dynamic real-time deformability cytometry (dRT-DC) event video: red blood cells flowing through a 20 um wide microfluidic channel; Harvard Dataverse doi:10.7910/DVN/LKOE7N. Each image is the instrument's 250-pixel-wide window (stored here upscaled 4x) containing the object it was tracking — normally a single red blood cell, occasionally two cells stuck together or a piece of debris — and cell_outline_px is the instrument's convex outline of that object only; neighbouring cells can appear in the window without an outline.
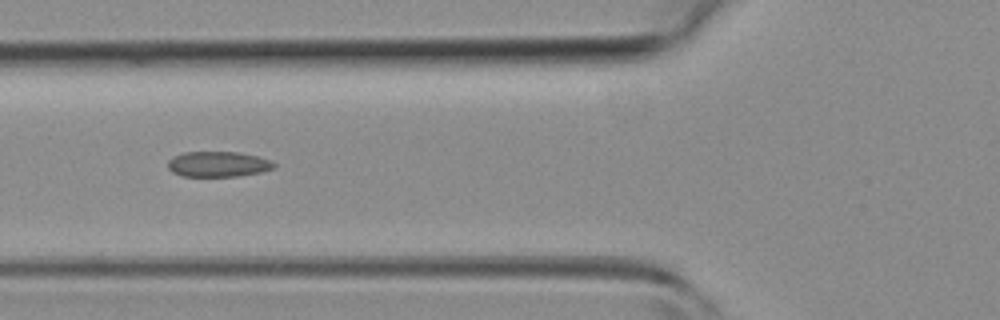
{"species": "common noctule bat (a hibernating species)", "species_latin": "Nyctalus noctula", "temperature_condition": "room temperature", "stored_images_in_passage": 36, "camera_frame_rate_fps": 3000, "um_per_image_px": 0.085, "animal": {"sex": "female", "body_mass_g": 19.3, "forearm_length_mm": 54.1}, "frame": {"image": 1, "passage_image": 7, "time_ms": 2.0, "image_size_px": [1000, 320], "cell_outline_px": [[276, 168], [260, 172], [236, 176], [184, 176], [172, 172], [168, 168], [168, 160], [172, 156], [184, 152], [240, 152], [272, 160], [276, 164]], "centroid_in_image_um": [18.55, 13.94], "position_along_channel_um": 107.3, "area_um2": 15.78}}
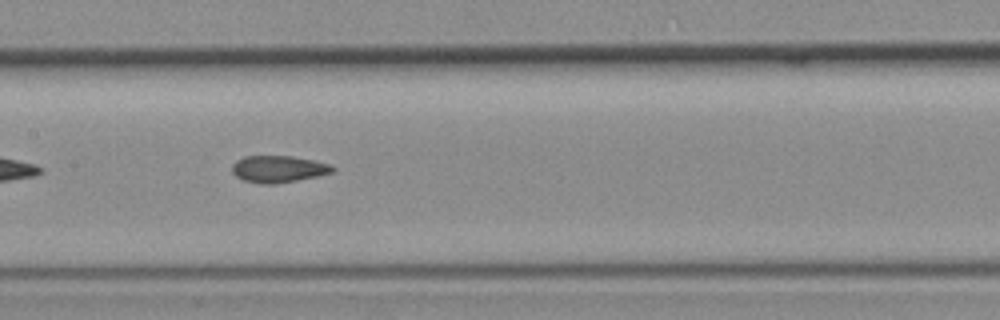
{"frame": {"image": 2, "passage_image": 12, "time_ms": 3.667, "image_size_px": [1000, 320], "cell_outline_px": [[336, 168], [332, 172], [316, 176], [276, 184], [260, 184], [244, 180], [236, 176], [232, 172], [232, 164], [236, 160], [244, 156], [292, 156], [312, 160], [328, 164]], "centroid_in_image_um": [23.61, 14.36], "position_along_channel_um": 183.8, "area_um2": 15.61}}
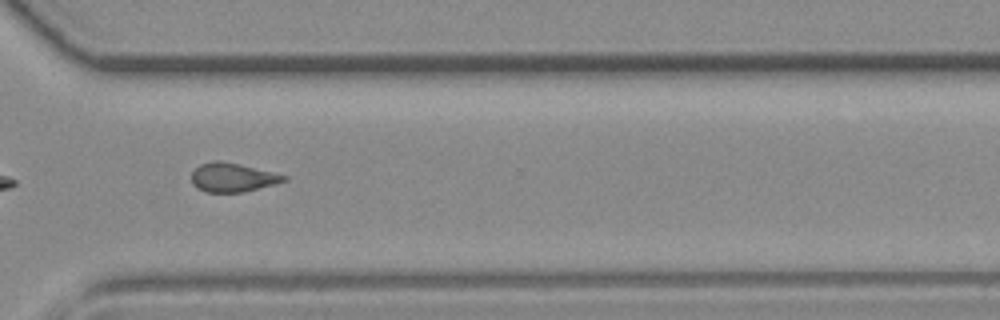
{"frame": {"image": 3, "passage_image": 23, "time_ms": 7.333, "image_size_px": [1000, 320], "cell_outline_px": [[288, 180], [244, 192], [204, 192], [196, 188], [192, 184], [192, 172], [200, 164], [212, 160], [220, 160], [272, 172], [288, 176]], "centroid_in_image_um": [19.73, 15.08], "position_along_channel_um": 350.9, "area_um2": 15.49}}